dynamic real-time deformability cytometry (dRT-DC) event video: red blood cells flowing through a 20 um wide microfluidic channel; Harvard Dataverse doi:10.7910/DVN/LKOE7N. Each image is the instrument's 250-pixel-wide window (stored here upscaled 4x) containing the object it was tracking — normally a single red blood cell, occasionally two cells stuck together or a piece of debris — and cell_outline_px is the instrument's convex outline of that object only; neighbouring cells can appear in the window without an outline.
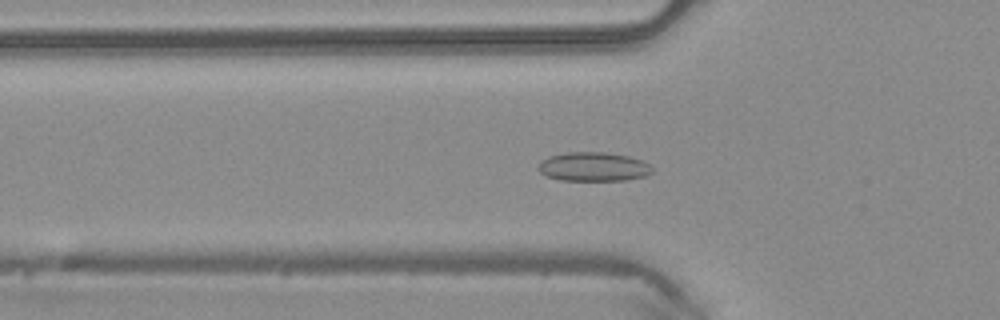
{"species": "common noctule bat (a hibernating species)", "species_latin": "Nyctalus noctula", "temperature_condition": "warm", "stored_images_in_passage": 34, "camera_frame_rate_fps": 3000, "um_per_image_px": 0.085, "animal": {"sex": "male", "body_mass_g": 20.4}, "frame": {"image": 1, "passage_image": 2, "time_ms": 0.333, "image_size_px": [1000, 320], "cell_outline_px": [[652, 172], [644, 176], [628, 180], [560, 180], [544, 176], [536, 168], [540, 160], [548, 156], [568, 152], [604, 152], [628, 156], [640, 160], [648, 164], [652, 168]], "centroid_in_image_um": [50.37, 14.17], "position_along_channel_um": 75.4, "area_um2": 19.36}}
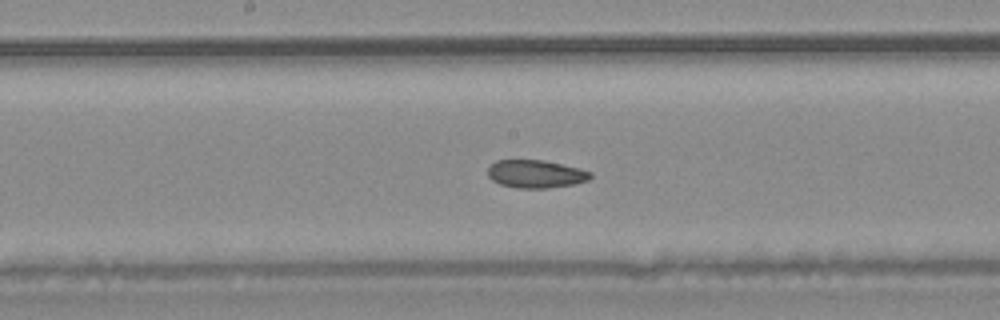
{"frame": {"image": 2, "passage_image": 11, "time_ms": 3.333, "image_size_px": [1000, 320], "cell_outline_px": [[592, 176], [588, 180], [576, 184], [548, 188], [516, 188], [500, 184], [492, 180], [488, 176], [488, 168], [496, 160], [544, 160], [580, 168], [592, 172]], "centroid_in_image_um": [45.56, 14.79], "position_along_channel_um": 202.6, "area_um2": 16.82}}
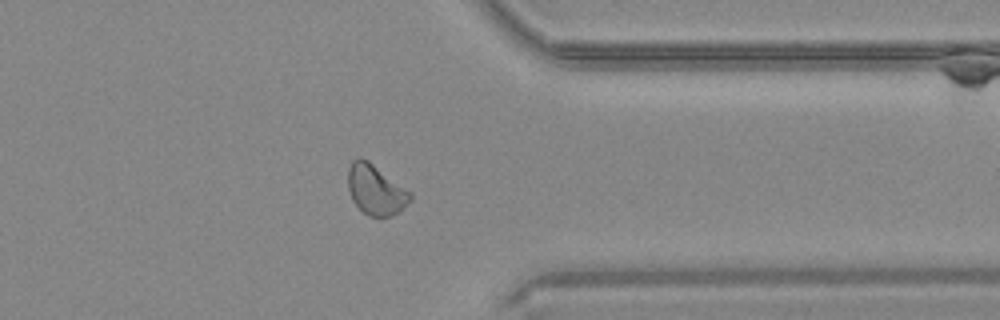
{"frame": {"image": 3, "passage_image": 24, "time_ms": 7.667, "image_size_px": [1000, 320], "cell_outline_px": [[412, 200], [400, 212], [392, 216], [372, 216], [364, 212], [352, 200], [348, 188], [348, 168], [352, 160], [360, 156], [368, 160], [412, 192]], "centroid_in_image_um": [31.96, 16.11], "position_along_channel_um": 379.4, "area_um2": 18.32}, "authors_computed_cell_mechanics": {"area_um2": 17.4556, "velocity_mm_per_s": 4.2367, "shape_relaxation_time_tau1_ms": null, "shape_relaxation_time_tau2_ms": 2.0317, "deformation_change_tau1": null, "deformation_change_tau2": 0.0549}}